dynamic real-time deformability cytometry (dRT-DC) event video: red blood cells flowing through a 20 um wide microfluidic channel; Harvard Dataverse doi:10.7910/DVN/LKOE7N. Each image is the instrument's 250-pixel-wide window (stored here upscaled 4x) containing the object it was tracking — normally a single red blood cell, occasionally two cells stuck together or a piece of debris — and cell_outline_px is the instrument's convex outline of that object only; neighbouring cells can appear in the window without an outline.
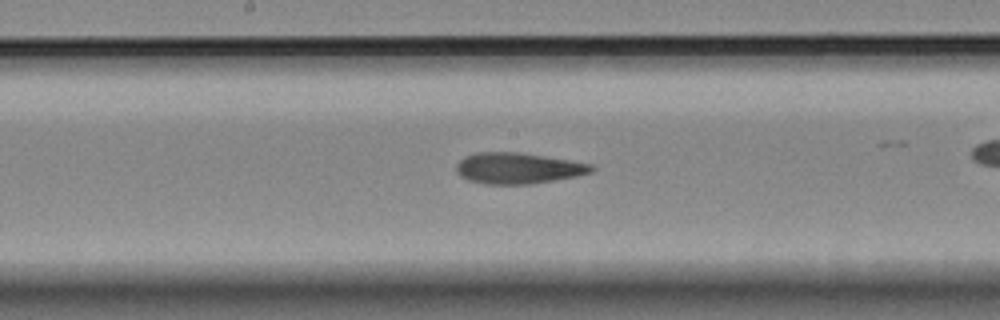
{"species": "Egyptian fruit bat (a non-hibernating species)", "species_latin": "Rousettus aegyptiacus", "temperature_condition": "room temperature", "stored_images_in_passage": 27, "camera_frame_rate_fps": 3000, "um_per_image_px": 0.085, "animal": {"sex": "female"}, "frame": {"image": 1, "passage_image": 16, "time_ms": 5.0, "image_size_px": [1000, 320], "cell_outline_px": [[596, 168], [592, 172], [576, 176], [532, 184], [484, 184], [468, 180], [460, 176], [456, 172], [456, 164], [464, 156], [476, 152], [520, 152], [592, 164]], "centroid_in_image_um": [44.0, 14.3], "position_along_channel_um": 204.2, "area_um2": 24.51}}
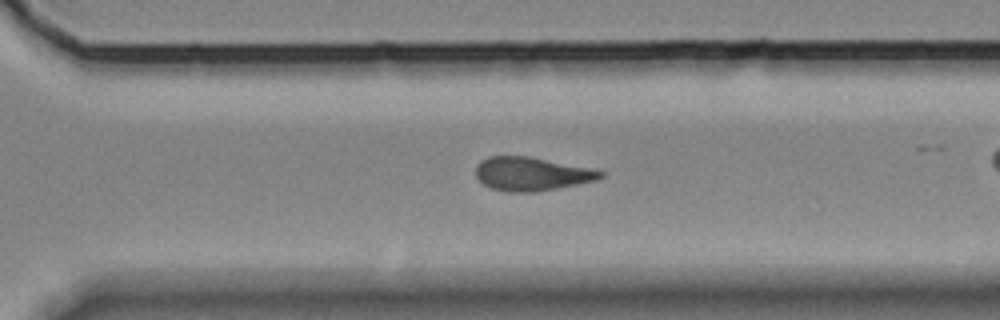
{"frame": {"image": 2, "passage_image": 23, "time_ms": 7.333, "image_size_px": [1000, 320], "cell_outline_px": [[604, 176], [596, 180], [556, 188], [532, 192], [508, 192], [492, 188], [484, 184], [476, 176], [476, 164], [480, 160], [488, 156], [528, 156], [588, 168], [604, 172]], "centroid_in_image_um": [45.13, 14.77], "position_along_channel_um": 325.5, "area_um2": 24.04}}